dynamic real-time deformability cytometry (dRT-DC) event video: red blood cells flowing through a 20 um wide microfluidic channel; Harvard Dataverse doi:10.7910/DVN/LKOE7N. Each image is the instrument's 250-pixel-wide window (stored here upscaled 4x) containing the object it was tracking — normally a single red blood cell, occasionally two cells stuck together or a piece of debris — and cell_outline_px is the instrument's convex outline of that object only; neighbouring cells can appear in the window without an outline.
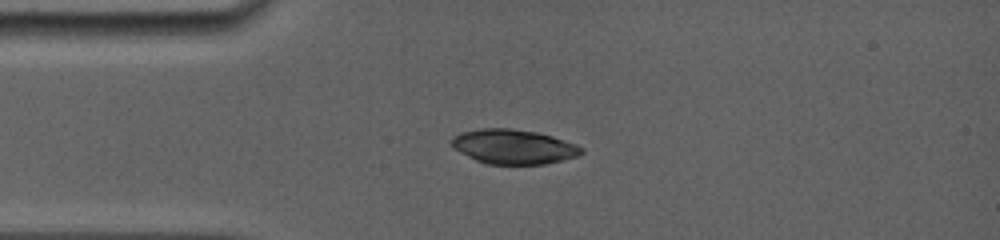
{"species": "common noctule bat (a hibernating species)", "species_latin": "Nyctalus noctula", "temperature_condition": "room temperature", "stored_images_in_passage": 39, "camera_frame_rate_fps": 5000, "um_per_image_px": 0.085, "animal": {"sex": "female", "body_mass_g": 19.0, "forearm_length_mm": 56.7}, "frame": {"image": 1, "passage_image": 1, "time_ms": 0.0, "image_size_px": [1000, 240], "cell_outline_px": [[584, 152], [576, 156], [544, 164], [484, 164], [452, 148], [452, 136], [460, 132], [480, 128], [512, 128], [536, 132], [552, 136], [576, 144], [584, 148]], "centroid_in_image_um": [43.62, 12.46], "position_along_channel_um": 41.4, "area_um2": 26.18}}
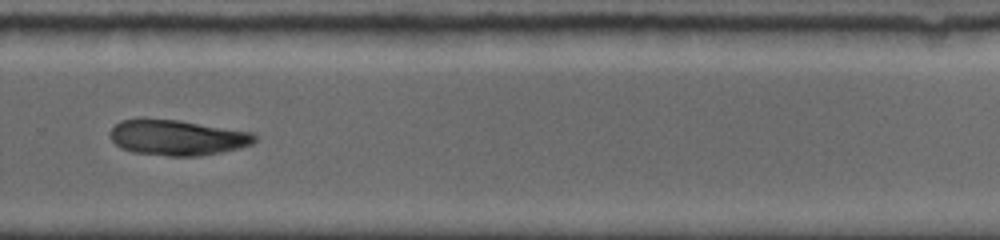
{"frame": {"image": 2, "passage_image": 20, "time_ms": 7.4, "image_size_px": [1000, 240], "cell_outline_px": [[256, 140], [252, 144], [240, 148], [200, 156], [168, 156], [132, 152], [120, 148], [108, 136], [112, 128], [120, 120], [144, 116], [180, 120], [252, 132], [256, 136]], "centroid_in_image_um": [15.01, 11.66], "position_along_channel_um": 314.8, "area_um2": 30.58}}
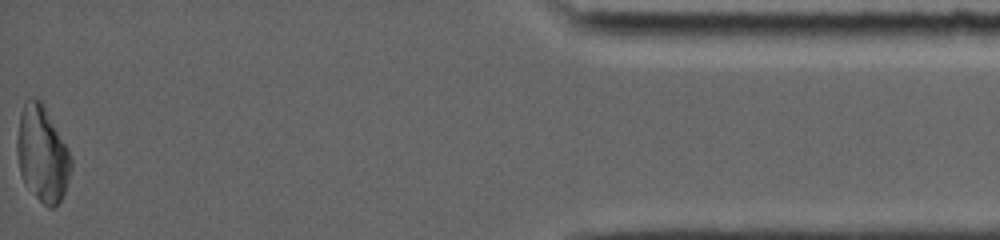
{"frame": {"image": 3, "passage_image": 39, "time_ms": 12.2, "image_size_px": [1000, 240], "cell_outline_px": [[72, 168], [64, 192], [60, 200], [52, 208], [48, 208], [24, 184], [20, 172], [16, 152], [16, 140], [20, 112], [24, 100], [28, 96], [32, 96], [40, 100], [44, 104], [68, 148], [72, 156]], "centroid_in_image_um": [3.58, 13.02], "position_along_channel_um": 431.6, "area_um2": 30.52}}